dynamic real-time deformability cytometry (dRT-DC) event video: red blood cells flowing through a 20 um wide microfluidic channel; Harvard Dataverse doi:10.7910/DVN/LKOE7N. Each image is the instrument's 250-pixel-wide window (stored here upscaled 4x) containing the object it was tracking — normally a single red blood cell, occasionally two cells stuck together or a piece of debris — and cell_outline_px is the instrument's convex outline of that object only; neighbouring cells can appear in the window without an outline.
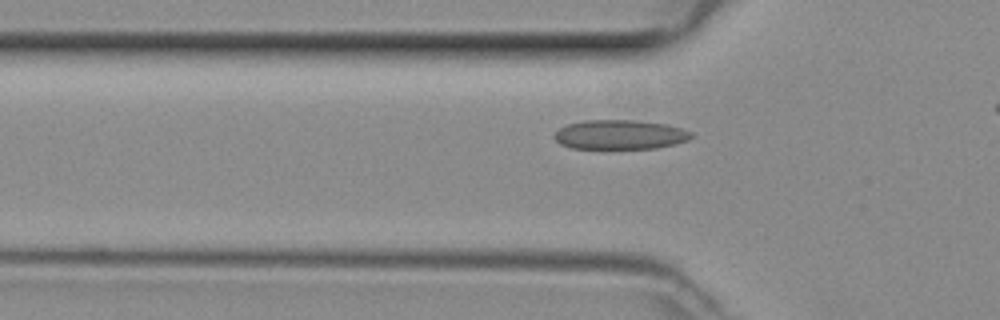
{"species": "common noctule bat (a hibernating species)", "species_latin": "Nyctalus noctula", "temperature_condition": "room temperature", "stored_images_in_passage": 35, "camera_frame_rate_fps": 3000, "um_per_image_px": 0.085, "animal": {"sex": "female", "body_mass_g": 29.2, "forearm_length_mm": 56.3}, "frame": {"image": 1, "passage_image": 11, "time_ms": 3.333, "image_size_px": [1000, 320], "cell_outline_px": [[692, 136], [688, 140], [676, 144], [656, 148], [572, 148], [560, 144], [552, 136], [560, 128], [568, 124], [584, 120], [632, 120], [668, 124], [692, 132]], "centroid_in_image_um": [52.7, 11.44], "position_along_channel_um": 73.1, "area_um2": 23.41}}
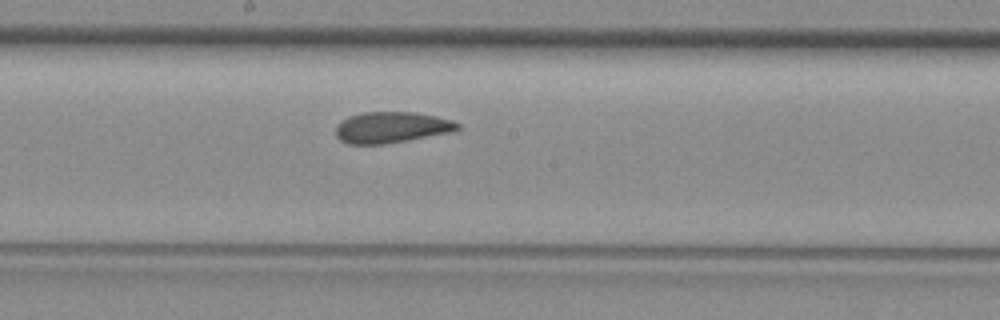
{"frame": {"image": 2, "passage_image": 21, "time_ms": 6.667, "image_size_px": [1000, 320], "cell_outline_px": [[460, 128], [448, 132], [408, 140], [384, 144], [348, 144], [340, 140], [336, 136], [336, 124], [340, 120], [348, 116], [364, 112], [416, 112], [436, 116], [452, 120], [460, 124]], "centroid_in_image_um": [33.22, 10.82], "position_along_channel_um": 215.0, "area_um2": 22.08}}
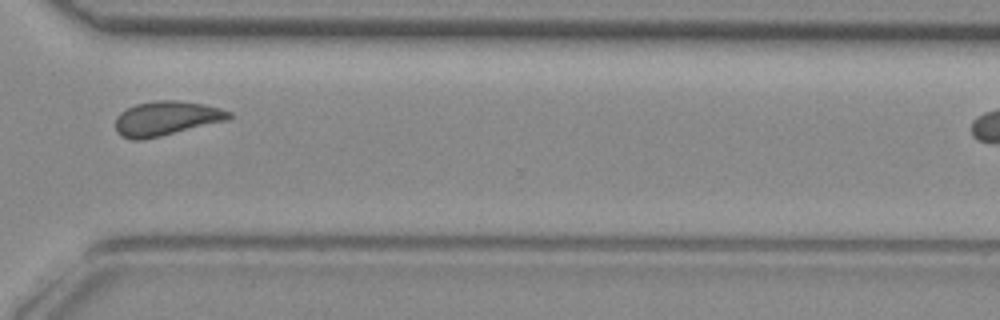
{"frame": {"image": 3, "passage_image": 31, "time_ms": 10.0, "image_size_px": [1000, 320], "cell_outline_px": [[232, 116], [228, 120], [144, 140], [132, 140], [120, 136], [116, 132], [116, 116], [120, 112], [136, 104], [152, 100], [176, 100], [200, 104], [220, 108], [232, 112]], "centroid_in_image_um": [14.1, 10.07], "position_along_channel_um": 356.5, "area_um2": 22.83}}